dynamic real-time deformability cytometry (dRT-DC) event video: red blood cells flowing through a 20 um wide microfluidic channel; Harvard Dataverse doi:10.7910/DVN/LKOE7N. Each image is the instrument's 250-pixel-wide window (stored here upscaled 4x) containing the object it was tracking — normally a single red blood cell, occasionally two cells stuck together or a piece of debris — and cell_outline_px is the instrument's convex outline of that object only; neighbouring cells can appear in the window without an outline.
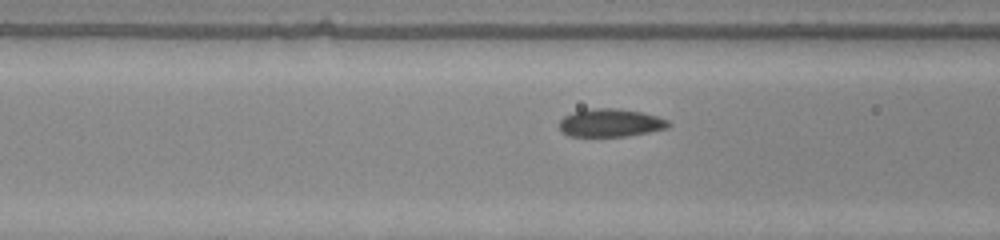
{"species": "common noctule bat (a hibernating species)", "species_latin": "Nyctalus noctula", "temperature_condition": "warm", "stored_images_in_passage": 32, "camera_frame_rate_fps": 3000, "um_per_image_px": 0.085, "animal": {"sex": "male", "body_mass_g": 20.0, "forearm_length_mm": 53.3}, "frame": {"image": 1, "passage_image": 10, "time_ms": 3.0, "image_size_px": [1000, 240], "cell_outline_px": [[672, 124], [668, 128], [628, 136], [568, 136], [560, 132], [560, 120], [564, 116], [572, 112], [592, 108], [616, 108], [640, 112], [656, 116], [668, 120]], "centroid_in_image_um": [51.88, 10.44], "position_along_channel_um": 114.7, "area_um2": 17.86}}
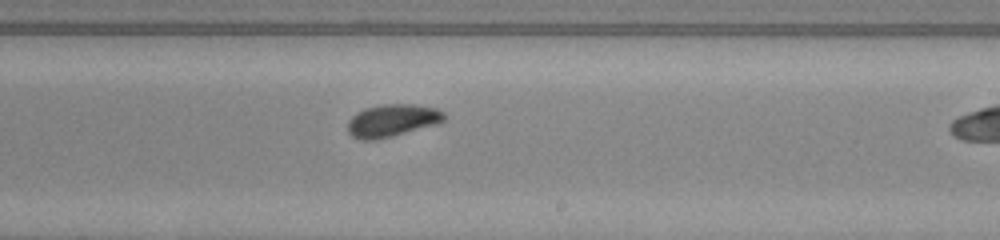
{"frame": {"image": 2, "passage_image": 20, "time_ms": 6.333, "image_size_px": [1000, 240], "cell_outline_px": [[448, 116], [444, 120], [436, 124], [392, 136], [376, 140], [360, 140], [352, 136], [348, 132], [348, 120], [356, 112], [364, 108], [380, 104], [416, 104], [436, 108], [444, 112]], "centroid_in_image_um": [33.33, 10.23], "position_along_channel_um": 255.7, "area_um2": 18.44}}
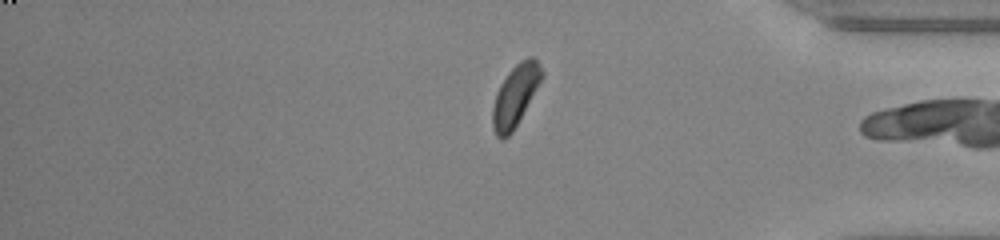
{"frame": {"image": 3, "passage_image": 31, "time_ms": 10.0, "image_size_px": [1000, 240], "cell_outline_px": [[544, 76], [512, 132], [504, 140], [500, 140], [496, 136], [492, 128], [492, 108], [496, 92], [500, 84], [508, 72], [520, 60], [528, 56], [532, 56], [536, 60], [544, 72]], "centroid_in_image_um": [43.78, 8.13], "position_along_channel_um": 391.4, "area_um2": 17.63}}